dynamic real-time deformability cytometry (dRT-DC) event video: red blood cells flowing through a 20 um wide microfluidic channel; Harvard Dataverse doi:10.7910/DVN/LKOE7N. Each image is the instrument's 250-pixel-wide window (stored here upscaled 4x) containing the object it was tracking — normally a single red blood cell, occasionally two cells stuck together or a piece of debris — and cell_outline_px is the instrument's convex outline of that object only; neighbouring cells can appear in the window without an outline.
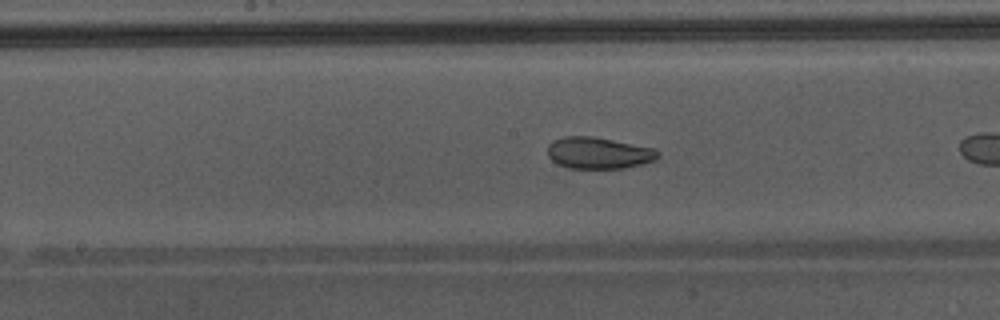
{"species": "Egyptian fruit bat (a non-hibernating species)", "species_latin": "Rousettus aegyptiacus", "temperature_condition": "warm", "stored_images_in_passage": 11, "camera_frame_rate_fps": 3000, "um_per_image_px": 0.085, "animal": {"sex": "male"}, "frame": {"image": 1, "passage_image": 10, "time_ms": 3.0, "image_size_px": [1000, 320], "cell_outline_px": [[660, 156], [656, 160], [624, 168], [568, 168], [556, 164], [548, 156], [548, 144], [552, 140], [564, 136], [592, 136], [656, 148], [660, 152]], "centroid_in_image_um": [50.88, 13.0], "position_along_channel_um": 197.3, "area_um2": 20.52}}